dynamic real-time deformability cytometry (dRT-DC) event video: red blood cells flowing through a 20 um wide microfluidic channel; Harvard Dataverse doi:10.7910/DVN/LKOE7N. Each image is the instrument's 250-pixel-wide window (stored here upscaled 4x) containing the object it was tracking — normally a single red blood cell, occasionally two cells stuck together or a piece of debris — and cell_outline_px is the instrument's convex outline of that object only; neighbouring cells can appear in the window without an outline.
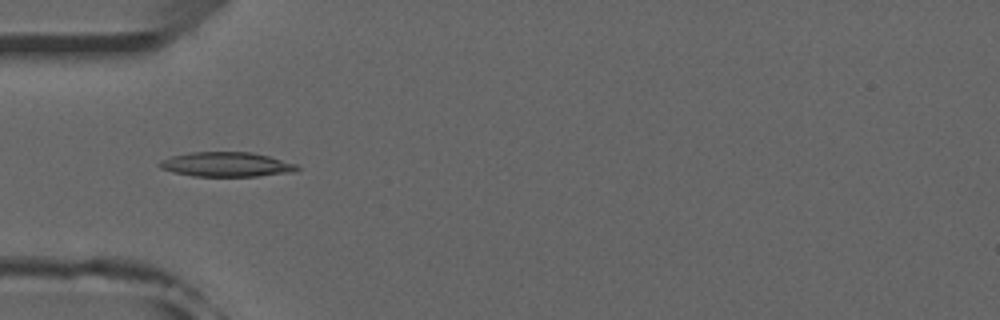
{"species": "common noctule bat (a hibernating species)", "species_latin": "Nyctalus noctula", "temperature_condition": "room temperature", "stored_images_in_passage": 28, "camera_frame_rate_fps": 3000, "um_per_image_px": 0.085, "animal": {"sex": "male", "forearm_length_mm": 52.5}, "frame": {"image": 1, "passage_image": 16, "time_ms": 5.0, "image_size_px": [1000, 320], "cell_outline_px": [[300, 168], [296, 172], [256, 176], [192, 176], [172, 172], [160, 168], [156, 164], [160, 160], [172, 156], [192, 152], [252, 152], [268, 156], [296, 164]], "centroid_in_image_um": [19.22, 13.98], "position_along_channel_um": 65.8, "area_um2": 19.77}}
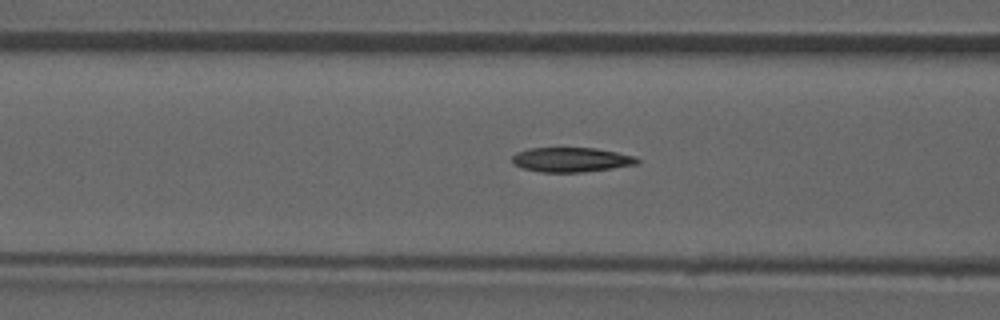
{"frame": {"image": 2, "passage_image": 20, "time_ms": 6.333, "image_size_px": [1000, 320], "cell_outline_px": [[640, 160], [636, 164], [612, 168], [584, 172], [540, 172], [524, 168], [512, 164], [512, 156], [516, 152], [528, 148], [596, 148], [636, 156]], "centroid_in_image_um": [48.53, 13.57], "position_along_channel_um": 118.1, "area_um2": 17.92}}